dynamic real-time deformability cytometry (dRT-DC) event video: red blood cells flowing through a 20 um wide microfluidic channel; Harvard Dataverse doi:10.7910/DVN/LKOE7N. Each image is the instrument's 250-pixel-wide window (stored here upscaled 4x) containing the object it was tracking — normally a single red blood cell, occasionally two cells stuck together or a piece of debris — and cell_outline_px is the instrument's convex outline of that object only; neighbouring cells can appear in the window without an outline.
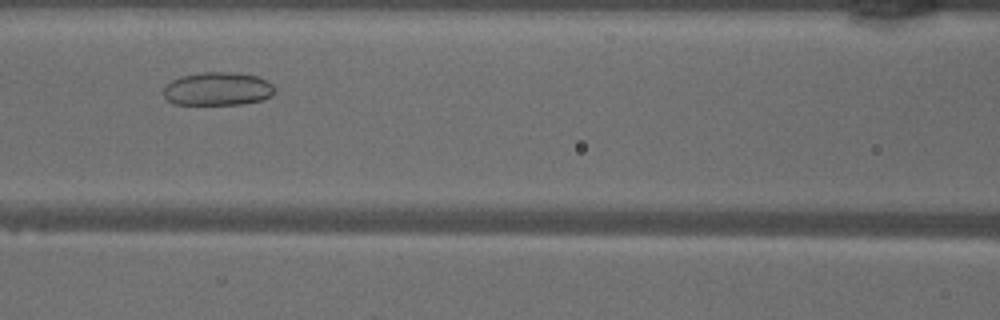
{"species": "common noctule bat (a hibernating species)", "species_latin": "Nyctalus noctula", "temperature_condition": "warm", "stored_images_in_passage": 33, "camera_frame_rate_fps": 3000, "um_per_image_px": 0.085, "animal": {"sex": "male", "body_mass_g": 18.8}, "frame": {"image": 1, "passage_image": 14, "time_ms": 4.333, "image_size_px": [1000, 320], "cell_outline_px": [[276, 92], [272, 96], [264, 100], [240, 104], [172, 104], [164, 100], [164, 84], [180, 76], [200, 72], [236, 72], [256, 76], [272, 84]], "centroid_in_image_um": [18.47, 7.55], "position_along_channel_um": 148.1, "area_um2": 21.91}}
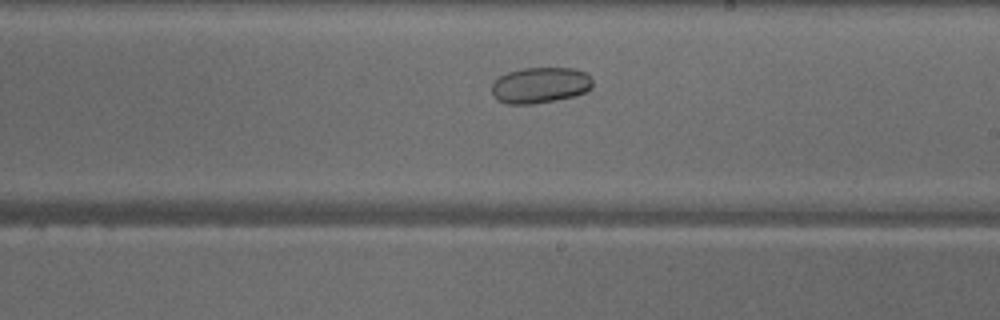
{"frame": {"image": 2, "passage_image": 21, "time_ms": 6.667, "image_size_px": [1000, 320], "cell_outline_px": [[592, 88], [576, 96], [556, 100], [532, 104], [508, 104], [496, 100], [492, 96], [492, 84], [500, 76], [508, 72], [524, 68], [572, 68], [588, 72], [592, 80]], "centroid_in_image_um": [45.93, 7.25], "position_along_channel_um": 243.1, "area_um2": 21.33}}
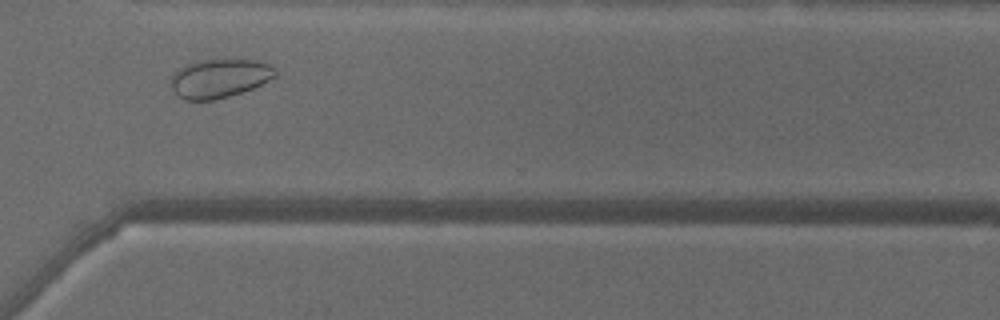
{"frame": {"image": 3, "passage_image": 29, "time_ms": 9.333, "image_size_px": [1000, 320], "cell_outline_px": [[276, 76], [252, 88], [228, 96], [212, 100], [184, 100], [172, 88], [168, 80], [176, 68], [196, 60], [256, 60], [268, 64], [276, 68]], "centroid_in_image_um": [18.6, 6.64], "position_along_channel_um": 352.0, "area_um2": 23.58}, "authors_computed_cell_mechanics": {"area_um2": 23.2934, "velocity_mm_per_s": 4.0786, "shape_relaxation_time_tau1_ms": 5.4413, "shape_relaxation_time_tau2_ms": null, "deformation_change_tau1": 0.1118, "deformation_change_tau2": null}}